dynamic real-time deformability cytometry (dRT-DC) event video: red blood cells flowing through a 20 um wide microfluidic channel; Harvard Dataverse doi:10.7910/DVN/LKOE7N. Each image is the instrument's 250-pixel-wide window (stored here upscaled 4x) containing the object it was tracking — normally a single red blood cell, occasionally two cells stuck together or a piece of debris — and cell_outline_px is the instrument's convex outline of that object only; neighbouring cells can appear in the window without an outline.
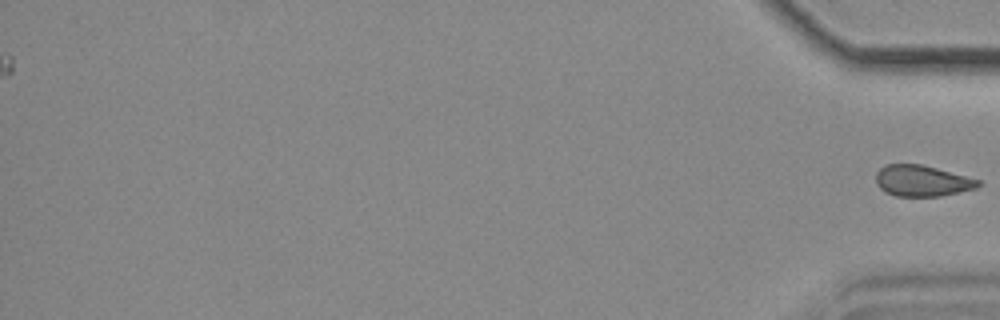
{"species": "common noctule bat (a hibernating species)", "species_latin": "Nyctalus noctula", "temperature_condition": "cold", "stored_images_in_passage": 42, "camera_frame_rate_fps": 3000, "um_per_image_px": 0.085, "animal": {"sex": "female", "body_mass_g": 18.4}, "frame": {"image": 1, "passage_image": 42, "time_ms": 13.667, "image_size_px": [1000, 320], "cell_outline_px": [[980, 184], [976, 188], [960, 192], [940, 196], [896, 196], [884, 192], [876, 184], [876, 172], [884, 164], [920, 164], [968, 176], [980, 180]], "centroid_in_image_um": [78.35, 15.37], "position_along_channel_um": 356.8, "area_um2": 18.61}}